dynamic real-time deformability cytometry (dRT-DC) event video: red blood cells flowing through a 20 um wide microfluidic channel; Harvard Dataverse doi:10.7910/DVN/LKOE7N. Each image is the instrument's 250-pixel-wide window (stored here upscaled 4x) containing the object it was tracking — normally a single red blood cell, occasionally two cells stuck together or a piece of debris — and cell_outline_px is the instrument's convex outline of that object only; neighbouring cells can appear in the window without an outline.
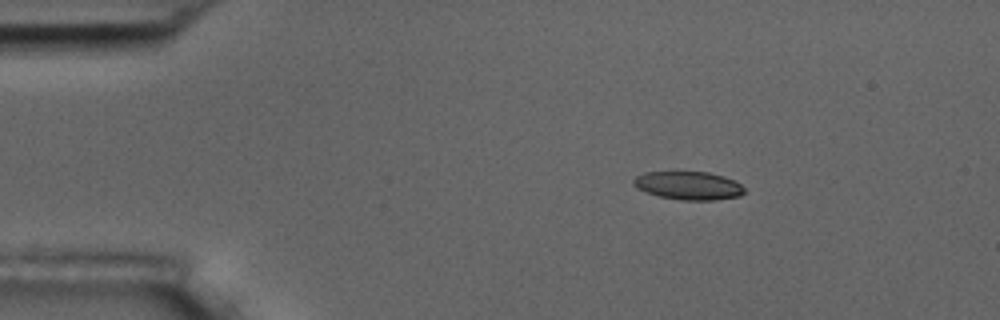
{"species": "common noctule bat (a hibernating species)", "species_latin": "Nyctalus noctula", "temperature_condition": "room temperature", "stored_images_in_passage": 3, "camera_frame_rate_fps": 3000, "um_per_image_px": 0.085, "animal": {"sex": "male", "body_mass_g": 17.5, "forearm_length_mm": 52.3}, "frame": {"image": 1, "passage_image": 2, "time_ms": 1.0, "image_size_px": [1000, 320], "cell_outline_px": [[744, 192], [740, 196], [716, 200], [680, 200], [660, 196], [636, 188], [632, 184], [632, 180], [636, 176], [644, 172], [708, 172], [724, 176], [736, 180], [744, 188]], "centroid_in_image_um": [58.53, 15.77], "position_along_channel_um": 26.5, "area_um2": 18.32}}